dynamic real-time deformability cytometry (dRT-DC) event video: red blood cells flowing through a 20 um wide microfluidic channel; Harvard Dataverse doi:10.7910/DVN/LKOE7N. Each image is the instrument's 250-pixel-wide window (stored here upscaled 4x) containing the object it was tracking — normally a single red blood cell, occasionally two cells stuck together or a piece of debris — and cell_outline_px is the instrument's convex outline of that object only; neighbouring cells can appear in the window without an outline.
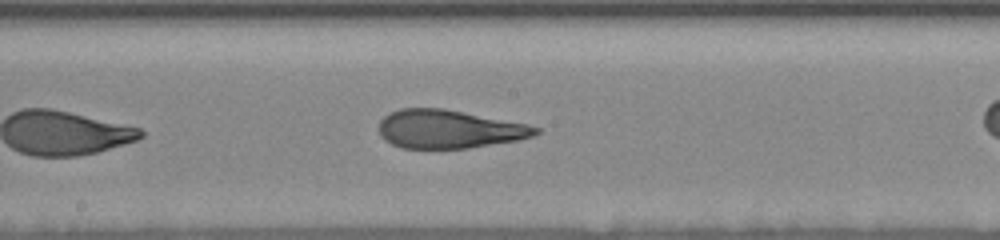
{"species": "human", "species_latin": "Homo sapiens", "temperature_condition": "room temperature", "stored_images_in_passage": 21, "camera_frame_rate_fps": 3000, "um_per_image_px": 0.085, "donor": {"sex": "female"}, "frame": {"image": 1, "passage_image": 10, "time_ms": 4.333, "image_size_px": [1000, 240], "cell_outline_px": [[540, 132], [532, 136], [516, 140], [464, 148], [400, 148], [384, 140], [380, 136], [380, 120], [384, 116], [400, 108], [444, 108], [528, 124], [540, 128]], "centroid_in_image_um": [38.14, 10.96], "position_along_channel_um": 210.1, "area_um2": 34.85}}